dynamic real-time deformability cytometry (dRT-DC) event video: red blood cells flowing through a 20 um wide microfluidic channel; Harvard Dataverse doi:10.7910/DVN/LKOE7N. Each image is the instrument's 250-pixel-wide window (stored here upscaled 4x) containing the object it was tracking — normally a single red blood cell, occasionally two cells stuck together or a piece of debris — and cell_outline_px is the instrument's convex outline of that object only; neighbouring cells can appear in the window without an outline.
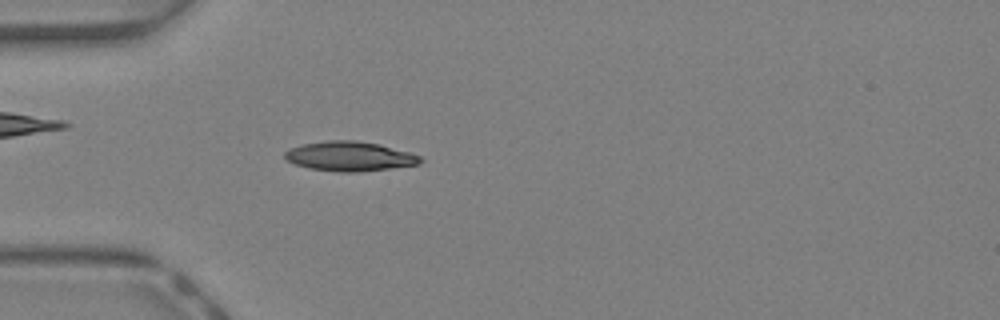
{"species": "Egyptian fruit bat (a non-hibernating species)", "species_latin": "Rousettus aegyptiacus", "temperature_condition": "warm", "stored_images_in_passage": 44, "camera_frame_rate_fps": 3000, "um_per_image_px": 0.085, "animal": {"sex": "female"}, "frame": {"image": 1, "passage_image": 13, "time_ms": 4.0, "image_size_px": [1000, 320], "cell_outline_px": [[424, 160], [420, 164], [356, 172], [340, 172], [308, 168], [284, 160], [284, 152], [288, 148], [300, 144], [328, 140], [356, 140], [380, 144], [412, 152], [420, 156]], "centroid_in_image_um": [29.7, 13.27], "position_along_channel_um": 55.3, "area_um2": 23.64}}
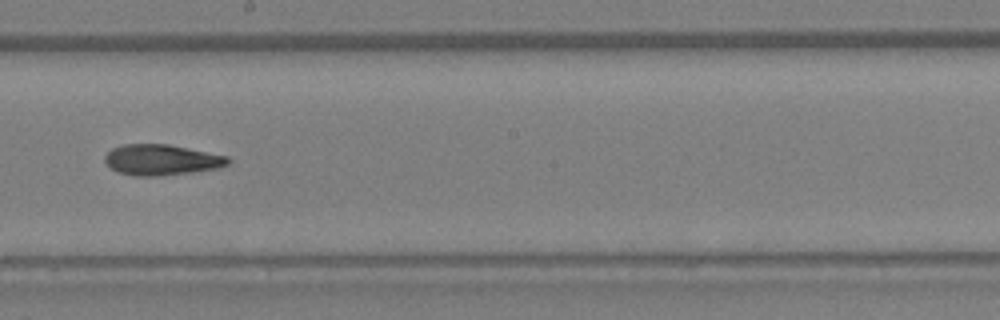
{"frame": {"image": 2, "passage_image": 25, "time_ms": 8.0, "image_size_px": [1000, 320], "cell_outline_px": [[232, 160], [228, 164], [220, 168], [196, 172], [156, 176], [136, 176], [120, 172], [112, 168], [104, 160], [104, 156], [112, 148], [124, 144], [168, 144], [228, 156]], "centroid_in_image_um": [13.77, 13.59], "position_along_channel_um": 234.4, "area_um2": 22.08}}
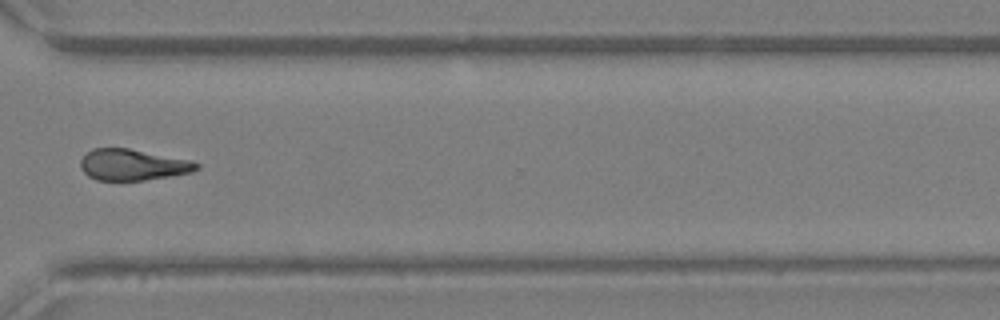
{"frame": {"image": 3, "passage_image": 33, "time_ms": 10.667, "image_size_px": [1000, 320], "cell_outline_px": [[200, 168], [192, 172], [144, 180], [96, 180], [88, 176], [80, 168], [80, 160], [92, 148], [128, 148], [192, 160], [200, 164]], "centroid_in_image_um": [11.29, 14.0], "position_along_channel_um": 359.3, "area_um2": 21.1}, "authors_computed_cell_mechanics": {"area_um2": 21.7906, "velocity_mm_per_s": 4.6728, "shape_relaxation_time_tau1_ms": 5.2341, "shape_relaxation_time_tau2_ms": null, "deformation_change_tau1": 0.1508, "deformation_change_tau2": null}}